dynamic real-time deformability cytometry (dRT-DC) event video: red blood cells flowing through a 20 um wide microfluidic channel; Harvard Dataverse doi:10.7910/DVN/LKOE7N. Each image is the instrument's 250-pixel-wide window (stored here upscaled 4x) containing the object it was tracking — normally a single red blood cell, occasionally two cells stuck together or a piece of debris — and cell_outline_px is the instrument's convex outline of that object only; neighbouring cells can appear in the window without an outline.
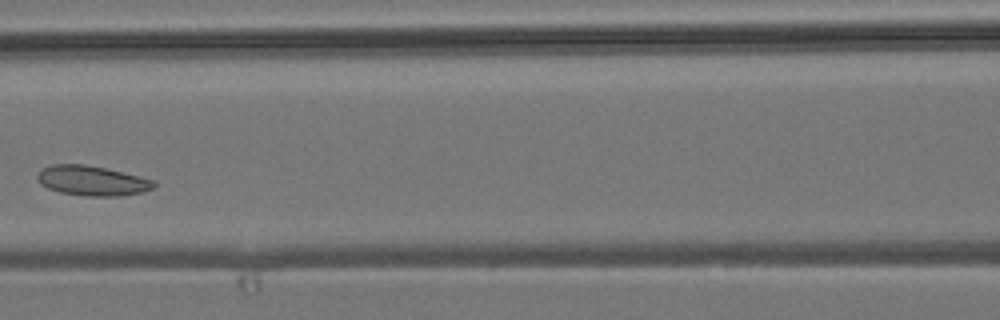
{"species": "common noctule bat (a hibernating species)", "species_latin": "Nyctalus noctula", "temperature_condition": "room temperature", "stored_images_in_passage": 4, "camera_frame_rate_fps": 3000, "um_per_image_px": 0.085, "animal": {"sex": "male", "body_mass_g": 19.2, "forearm_length_mm": 51.8}, "frame": {"image": 1, "passage_image": 3, "time_ms": 2.333, "image_size_px": [1000, 320], "cell_outline_px": [[156, 184], [152, 188], [140, 192], [120, 196], [84, 196], [60, 192], [48, 188], [40, 184], [36, 180], [36, 176], [44, 168], [52, 164], [84, 164], [104, 168], [156, 180]], "centroid_in_image_um": [7.81, 15.36], "position_along_channel_um": 158.8, "area_um2": 20.17}}
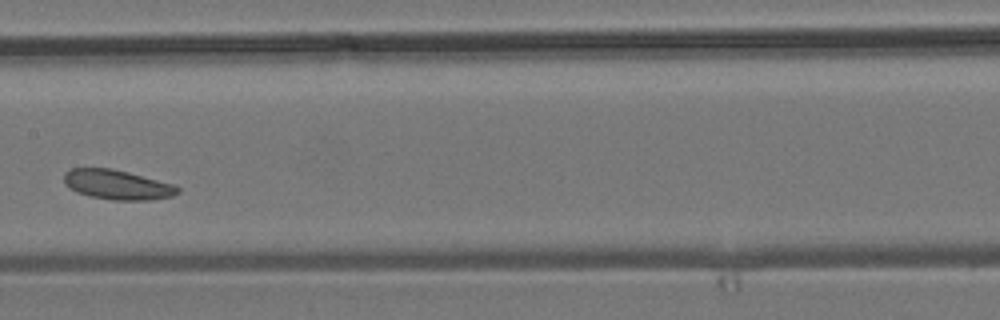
{"frame": {"image": 2, "passage_image": 4, "time_ms": 3.333, "image_size_px": [1000, 320], "cell_outline_px": [[180, 192], [172, 196], [148, 200], [112, 200], [88, 196], [76, 192], [64, 184], [64, 172], [72, 168], [112, 168], [128, 172], [172, 184], [180, 188]], "centroid_in_image_um": [9.93, 15.7], "position_along_channel_um": 197.5, "area_um2": 19.65}}